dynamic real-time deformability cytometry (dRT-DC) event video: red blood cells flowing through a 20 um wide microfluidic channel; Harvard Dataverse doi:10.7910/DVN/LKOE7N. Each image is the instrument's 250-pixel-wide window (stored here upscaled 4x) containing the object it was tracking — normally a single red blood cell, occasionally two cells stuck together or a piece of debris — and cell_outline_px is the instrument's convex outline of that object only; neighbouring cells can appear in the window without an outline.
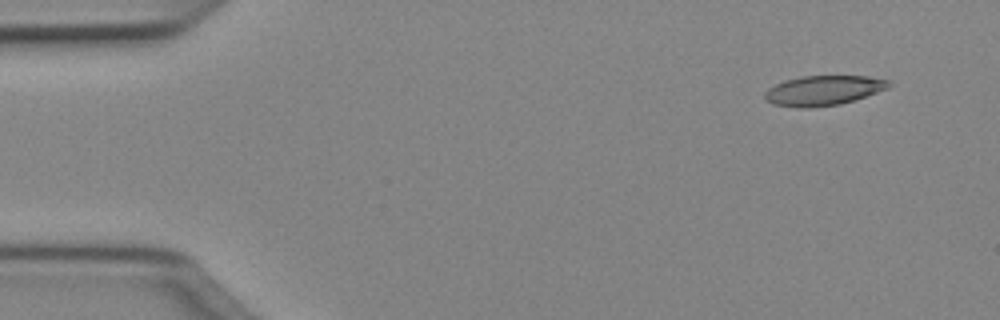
{"species": "Egyptian fruit bat (a non-hibernating species)", "species_latin": "Rousettus aegyptiacus", "temperature_condition": "cold", "stored_images_in_passage": 48, "camera_frame_rate_fps": 3000, "um_per_image_px": 0.085, "animal": {"sex": "female"}, "frame": {"image": 1, "passage_image": 2, "time_ms": 0.333, "image_size_px": [1000, 320], "cell_outline_px": [[892, 84], [888, 88], [840, 104], [808, 108], [796, 108], [772, 104], [764, 100], [764, 92], [768, 88], [784, 80], [800, 76], [868, 76], [888, 80]], "centroid_in_image_um": [69.92, 7.69], "position_along_channel_um": 15.1, "area_um2": 21.62}}
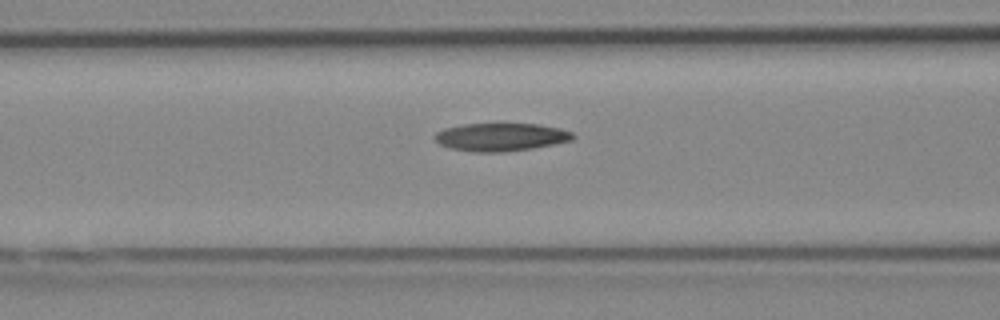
{"frame": {"image": 2, "passage_image": 18, "time_ms": 5.667, "image_size_px": [1000, 320], "cell_outline_px": [[576, 136], [572, 140], [532, 148], [504, 152], [472, 152], [448, 148], [440, 144], [432, 136], [436, 132], [444, 128], [464, 124], [536, 124], [560, 128], [572, 132]], "centroid_in_image_um": [42.53, 11.65], "position_along_channel_um": 124.1, "area_um2": 22.54}}
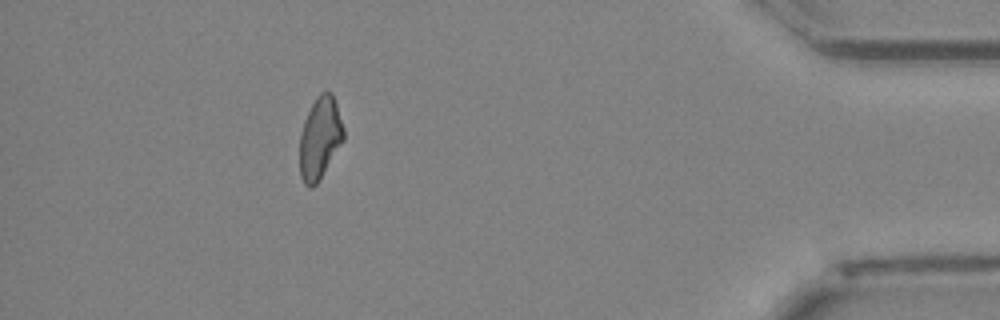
{"frame": {"image": 3, "passage_image": 43, "time_ms": 14.0, "image_size_px": [1000, 320], "cell_outline_px": [[344, 140], [316, 184], [312, 188], [308, 188], [304, 184], [300, 176], [300, 132], [304, 120], [316, 96], [320, 92], [332, 92], [344, 128]], "centroid_in_image_um": [27.18, 11.73], "position_along_channel_um": 408.0, "area_um2": 20.92}, "authors_computed_cell_mechanics": {"area_um2": 22.1663, "velocity_mm_per_s": 4.0469, "shape_relaxation_time_tau1_ms": 10.8628, "shape_relaxation_time_tau2_ms": null, "deformation_change_tau1": 0.2203, "deformation_change_tau2": null}}